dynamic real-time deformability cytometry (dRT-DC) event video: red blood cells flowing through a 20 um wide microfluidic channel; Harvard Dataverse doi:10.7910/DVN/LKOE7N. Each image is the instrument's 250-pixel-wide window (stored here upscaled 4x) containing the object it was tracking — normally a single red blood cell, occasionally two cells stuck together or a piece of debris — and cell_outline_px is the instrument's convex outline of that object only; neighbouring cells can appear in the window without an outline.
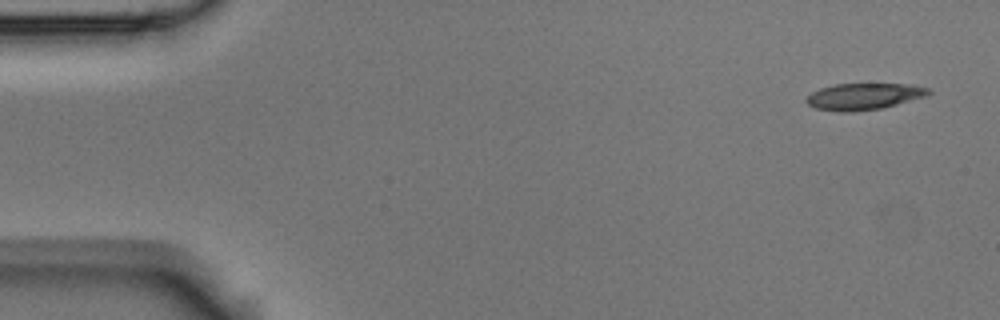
{"species": "Egyptian fruit bat (a non-hibernating species)", "species_latin": "Rousettus aegyptiacus", "temperature_condition": "room temperature", "stored_images_in_passage": 4, "camera_frame_rate_fps": 3000, "um_per_image_px": 0.085, "animal": {"sex": "male"}, "frame": {"image": 1, "passage_image": 1, "time_ms": 0.0, "image_size_px": [1000, 320], "cell_outline_px": [[932, 92], [924, 96], [896, 104], [880, 108], [848, 112], [840, 112], [816, 108], [808, 104], [804, 100], [812, 92], [820, 88], [836, 84], [912, 84], [928, 88]], "centroid_in_image_um": [73.4, 8.19], "position_along_channel_um": 11.6, "area_um2": 18.61}}
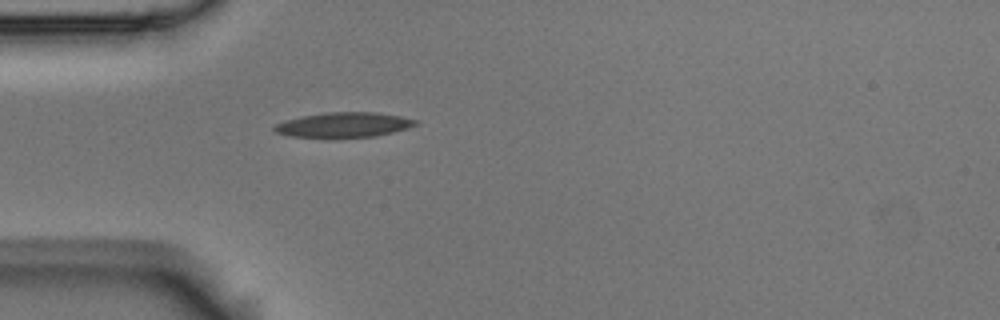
{"frame": {"image": 2, "passage_image": 4, "time_ms": 1.0, "image_size_px": [1000, 320], "cell_outline_px": [[420, 124], [408, 128], [376, 136], [288, 136], [276, 132], [272, 128], [276, 124], [284, 120], [304, 116], [328, 112], [376, 112], [400, 116], [420, 120]], "centroid_in_image_um": [29.28, 10.59], "position_along_channel_um": 55.7, "area_um2": 20.11}}